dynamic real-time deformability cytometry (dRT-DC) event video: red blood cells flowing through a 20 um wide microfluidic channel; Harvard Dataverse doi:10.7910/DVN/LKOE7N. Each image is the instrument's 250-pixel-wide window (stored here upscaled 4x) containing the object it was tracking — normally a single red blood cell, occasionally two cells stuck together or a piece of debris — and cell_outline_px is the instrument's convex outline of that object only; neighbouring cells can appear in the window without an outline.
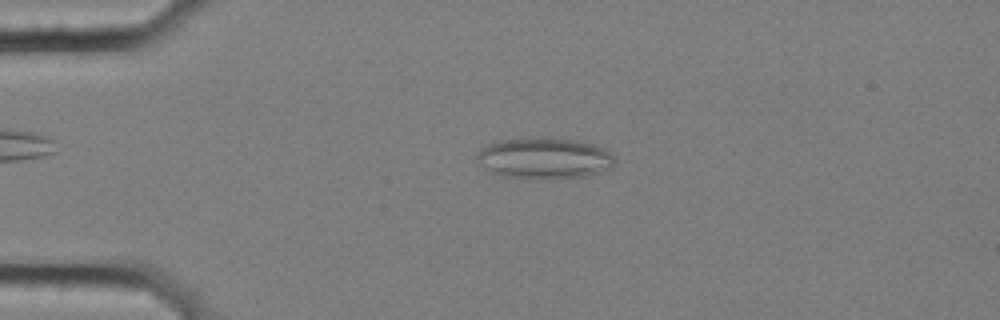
{"species": "common noctule bat (a hibernating species)", "species_latin": "Nyctalus noctula", "temperature_condition": "cold", "stored_images_in_passage": 4, "camera_frame_rate_fps": 3000, "um_per_image_px": 0.085, "animal": {"sex": "female", "body_mass_g": 25.1}, "frame": {"image": 1, "passage_image": 3, "time_ms": 0.667, "image_size_px": [1000, 320], "cell_outline_px": [[616, 164], [608, 168], [584, 176], [504, 176], [480, 164], [476, 160], [476, 156], [480, 148], [488, 144], [504, 140], [532, 136], [552, 136], [580, 140], [604, 148], [616, 160]], "centroid_in_image_um": [46.28, 13.36], "position_along_channel_um": 38.7, "area_um2": 32.25}}